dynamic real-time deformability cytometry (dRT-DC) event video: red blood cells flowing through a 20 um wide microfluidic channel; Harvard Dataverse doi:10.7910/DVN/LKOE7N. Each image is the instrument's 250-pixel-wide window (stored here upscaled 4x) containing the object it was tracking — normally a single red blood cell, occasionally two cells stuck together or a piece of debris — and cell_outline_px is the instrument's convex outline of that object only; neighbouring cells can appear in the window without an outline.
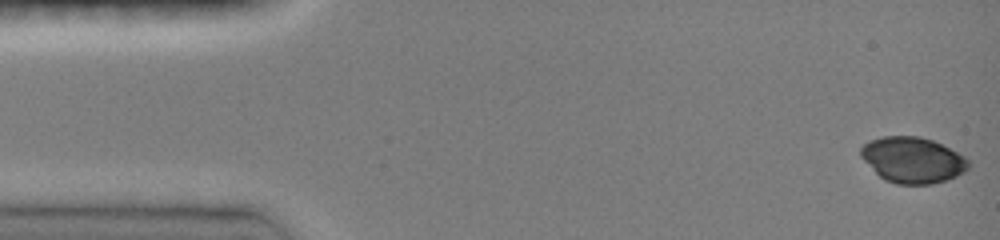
{"species": "common noctule bat (a hibernating species)", "species_latin": "Nyctalus noctula", "temperature_condition": "room temperature", "stored_images_in_passage": 47, "camera_frame_rate_fps": 3000, "um_per_image_px": 0.085, "animal": {"sex": "female", "body_mass_g": 19.0, "forearm_length_mm": 51.5}, "frame": {"image": 1, "passage_image": 1, "time_ms": 0.0, "image_size_px": [1000, 240], "cell_outline_px": [[968, 168], [964, 172], [956, 176], [932, 184], [896, 184], [884, 180], [860, 156], [860, 148], [868, 140], [884, 136], [920, 136], [932, 140], [964, 156], [968, 160]], "centroid_in_image_um": [77.54, 13.59], "position_along_channel_um": 7.5, "area_um2": 28.55}}
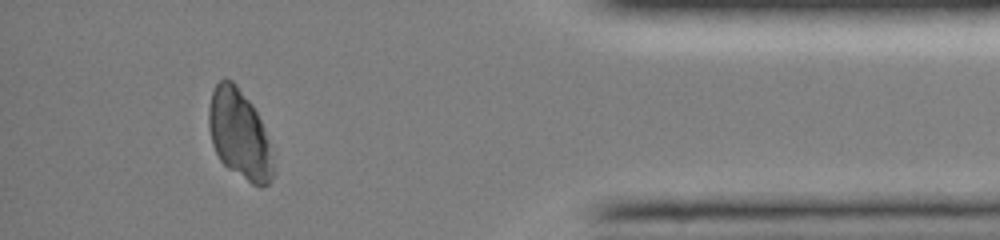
{"frame": {"image": 2, "passage_image": 42, "time_ms": 13.667, "image_size_px": [1000, 240], "cell_outline_px": [[276, 172], [272, 180], [268, 184], [260, 188], [252, 184], [228, 168], [220, 160], [212, 144], [208, 128], [208, 108], [212, 92], [216, 84], [224, 76], [232, 80], [236, 84], [252, 104], [264, 128]], "centroid_in_image_um": [20.34, 11.43], "position_along_channel_um": 414.9, "area_um2": 33.7}}